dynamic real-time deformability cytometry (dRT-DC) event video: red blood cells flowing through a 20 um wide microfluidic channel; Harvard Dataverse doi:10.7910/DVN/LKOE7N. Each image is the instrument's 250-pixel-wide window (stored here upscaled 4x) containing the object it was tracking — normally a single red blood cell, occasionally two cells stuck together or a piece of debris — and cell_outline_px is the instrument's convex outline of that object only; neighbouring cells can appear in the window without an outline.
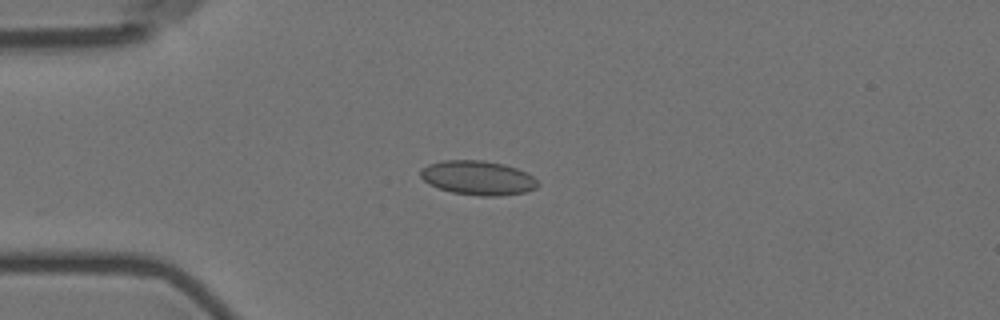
{"species": "Egyptian fruit bat (a non-hibernating species)", "species_latin": "Rousettus aegyptiacus", "temperature_condition": "room temperature", "stored_images_in_passage": 12, "camera_frame_rate_fps": 3000, "um_per_image_px": 0.085, "animal": {"sex": "female"}, "frame": {"image": 1, "passage_image": 4, "time_ms": 4.333, "image_size_px": [1000, 320], "cell_outline_px": [[540, 184], [536, 188], [524, 192], [500, 196], [480, 196], [452, 192], [428, 184], [420, 176], [420, 172], [428, 164], [444, 160], [484, 160], [504, 164], [516, 168], [532, 176]], "centroid_in_image_um": [40.62, 15.12], "position_along_channel_um": 44.4, "area_um2": 23.29}}
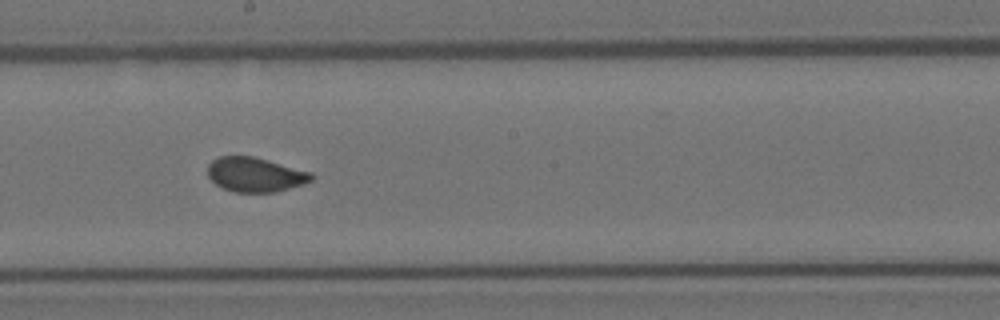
{"frame": {"image": 2, "passage_image": 9, "time_ms": 10.0, "image_size_px": [1000, 320], "cell_outline_px": [[316, 176], [312, 180], [304, 184], [276, 192], [232, 192], [216, 184], [208, 176], [208, 164], [212, 160], [220, 156], [252, 156], [268, 160], [312, 172]], "centroid_in_image_um": [21.72, 14.84], "position_along_channel_um": 226.5, "area_um2": 20.92}}
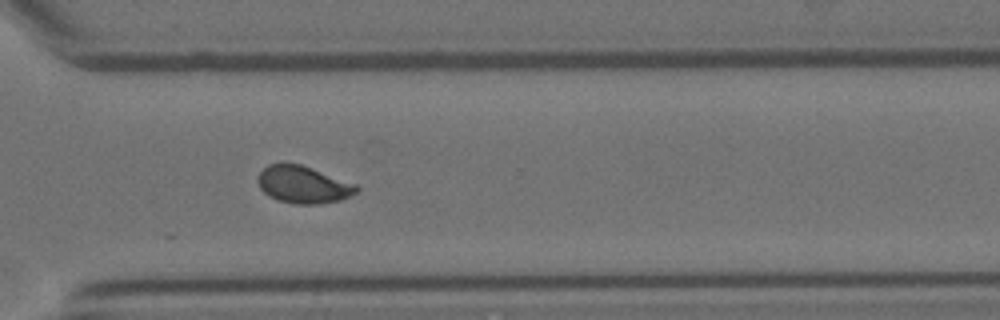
{"frame": {"image": 3, "passage_image": 12, "time_ms": 13.333, "image_size_px": [1000, 320], "cell_outline_px": [[360, 188], [356, 192], [340, 200], [320, 204], [296, 204], [276, 200], [268, 196], [260, 188], [256, 180], [260, 172], [268, 164], [300, 164], [312, 168], [356, 184]], "centroid_in_image_um": [25.75, 15.7], "position_along_channel_um": 344.8, "area_um2": 21.33}}